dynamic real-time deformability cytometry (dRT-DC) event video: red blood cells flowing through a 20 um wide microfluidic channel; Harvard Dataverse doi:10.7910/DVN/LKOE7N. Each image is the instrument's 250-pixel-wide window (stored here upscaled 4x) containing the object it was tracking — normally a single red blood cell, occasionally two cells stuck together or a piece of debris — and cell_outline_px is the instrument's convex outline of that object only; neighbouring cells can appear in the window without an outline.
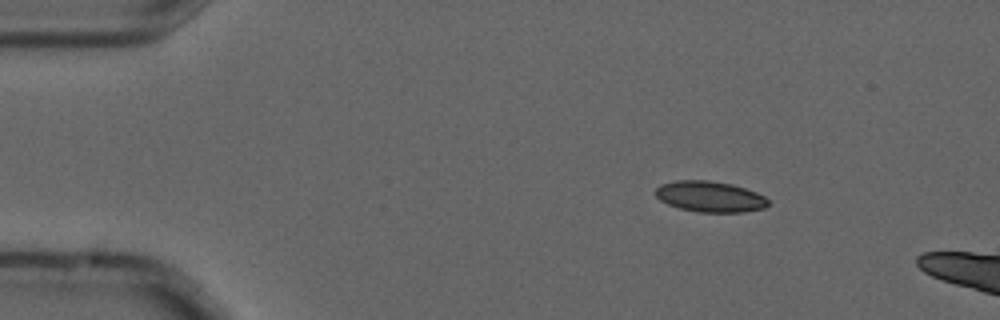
{"species": "common noctule bat (a hibernating species)", "species_latin": "Nyctalus noctula", "temperature_condition": "cold", "stored_images_in_passage": 2, "camera_frame_rate_fps": 3000, "um_per_image_px": 0.085, "animal": {"sex": "male", "forearm_length_mm": 52.5}, "frame": {"image": 1, "passage_image": 1, "time_ms": 0.0, "image_size_px": [1000, 320], "cell_outline_px": [[768, 204], [764, 208], [744, 212], [700, 212], [680, 208], [668, 204], [660, 200], [656, 196], [656, 188], [660, 184], [676, 180], [708, 180], [732, 184], [756, 192], [764, 196], [768, 200]], "centroid_in_image_um": [60.34, 16.7], "position_along_channel_um": 24.7, "area_um2": 20.17}}